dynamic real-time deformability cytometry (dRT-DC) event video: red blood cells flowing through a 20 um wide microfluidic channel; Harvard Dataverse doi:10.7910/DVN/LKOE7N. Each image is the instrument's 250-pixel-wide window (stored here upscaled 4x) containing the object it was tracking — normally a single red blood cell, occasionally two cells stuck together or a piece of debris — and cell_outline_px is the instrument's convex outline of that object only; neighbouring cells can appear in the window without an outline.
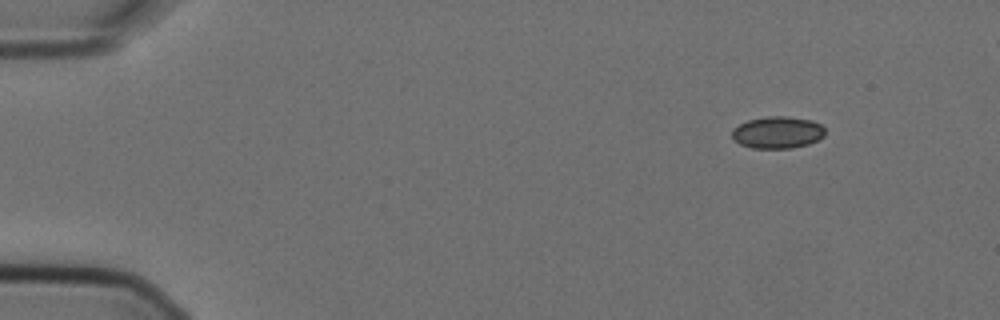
{"species": "Egyptian fruit bat (a non-hibernating species)", "species_latin": "Rousettus aegyptiacus", "temperature_condition": "cold", "stored_images_in_passage": 5, "camera_frame_rate_fps": 3000, "um_per_image_px": 0.085, "animal": {"sex": "female"}, "frame": {"image": 1, "passage_image": 1, "time_ms": 0.0, "image_size_px": [1000, 320], "cell_outline_px": [[824, 136], [808, 144], [792, 148], [752, 148], [740, 144], [732, 140], [732, 128], [748, 120], [768, 116], [788, 116], [812, 120], [820, 124], [824, 128]], "centroid_in_image_um": [66.06, 11.25], "position_along_channel_um": 18.9, "area_um2": 17.4}}